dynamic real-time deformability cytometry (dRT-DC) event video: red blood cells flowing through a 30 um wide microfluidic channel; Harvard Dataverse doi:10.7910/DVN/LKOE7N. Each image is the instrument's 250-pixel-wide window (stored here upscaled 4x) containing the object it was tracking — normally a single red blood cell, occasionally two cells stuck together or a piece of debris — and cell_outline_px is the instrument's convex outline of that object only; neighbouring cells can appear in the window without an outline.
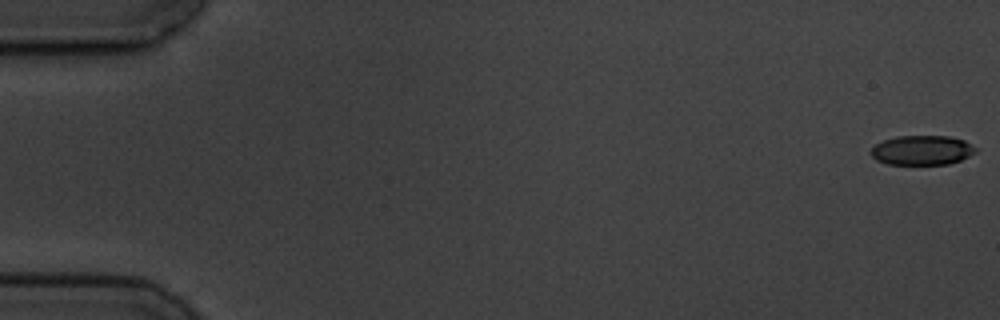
{"species": "common noctule bat (a hibernating species)", "species_latin": "Nyctalus noctula", "temperature_condition": "cold", "stored_images_in_passage": 8, "camera_frame_rate_fps": 3000, "um_per_image_px": 0.085, "animal": {"sex": "male", "body_mass_g": 19.5, "forearm_length_mm": 54.6}, "frame": {"image": 1, "passage_image": 1, "time_ms": 0.0, "image_size_px": [1000, 320], "cell_outline_px": [[976, 152], [960, 160], [948, 164], [888, 164], [876, 160], [868, 152], [876, 144], [884, 140], [896, 136], [948, 136], [964, 140], [976, 148]], "centroid_in_image_um": [78.34, 12.77], "position_along_channel_um": 6.7, "area_um2": 17.98}}
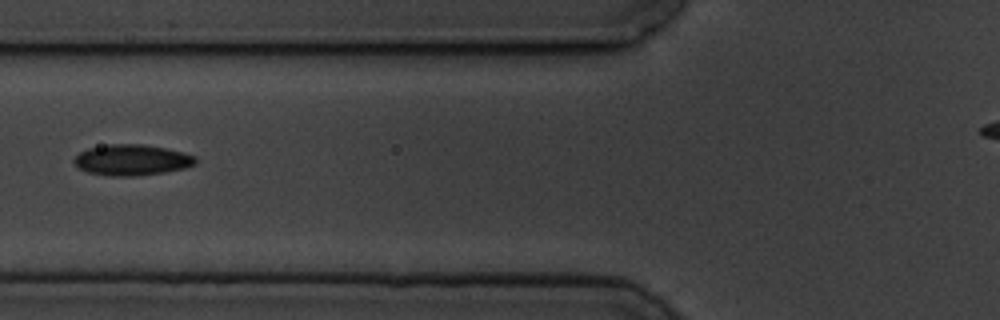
{"frame": {"image": 2, "passage_image": 6, "time_ms": 7.333, "image_size_px": [1000, 320], "cell_outline_px": [[196, 164], [184, 168], [164, 172], [136, 176], [112, 176], [88, 172], [80, 168], [76, 164], [76, 156], [80, 152], [88, 148], [108, 144], [144, 144], [184, 152], [196, 156]], "centroid_in_image_um": [11.25, 13.59], "position_along_channel_um": 114.6, "area_um2": 21.68}}
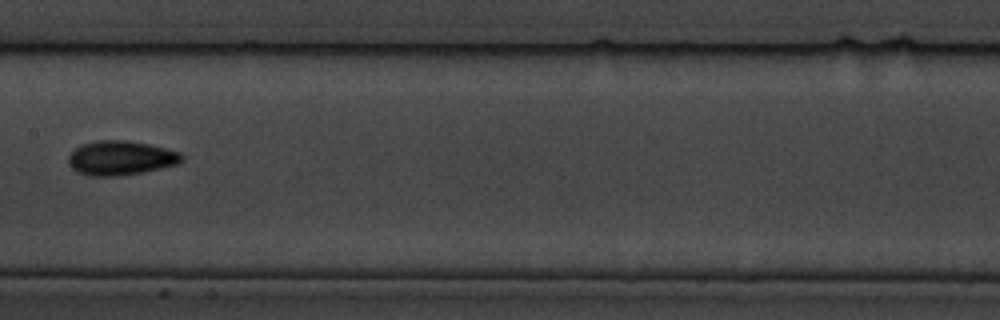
{"frame": {"image": 3, "passage_image": 8, "time_ms": 9.667, "image_size_px": [1000, 320], "cell_outline_px": [[184, 160], [176, 164], [160, 168], [140, 172], [116, 176], [88, 176], [72, 168], [68, 160], [68, 156], [80, 144], [100, 140], [124, 140], [148, 144], [180, 152], [184, 156]], "centroid_in_image_um": [10.25, 13.42], "position_along_channel_um": 197.1, "area_um2": 22.43}}